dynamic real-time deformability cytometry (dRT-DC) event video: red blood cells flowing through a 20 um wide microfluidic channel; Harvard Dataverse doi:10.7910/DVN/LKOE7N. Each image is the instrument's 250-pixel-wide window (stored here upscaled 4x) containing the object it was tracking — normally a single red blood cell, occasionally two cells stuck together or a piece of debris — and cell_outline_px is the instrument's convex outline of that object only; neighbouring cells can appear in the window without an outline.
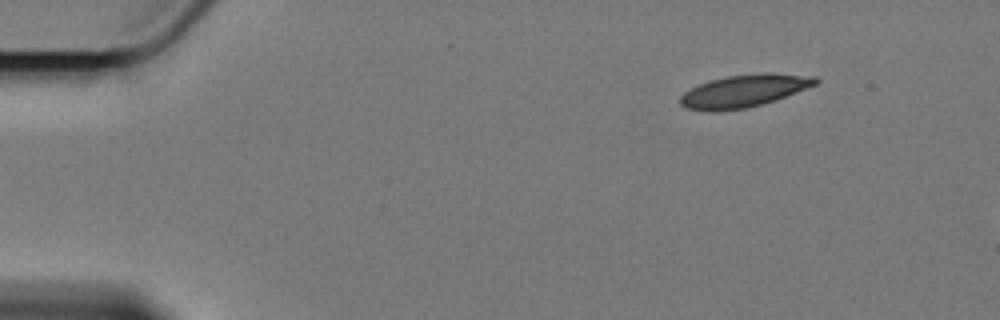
{"species": "Egyptian fruit bat (a non-hibernating species)", "species_latin": "Rousettus aegyptiacus", "temperature_condition": "cold", "stored_images_in_passage": 7, "camera_frame_rate_fps": 3000, "um_per_image_px": 0.085, "animal": {"sex": "female"}, "frame": {"image": 1, "passage_image": 1, "time_ms": 0.0, "image_size_px": [1000, 320], "cell_outline_px": [[820, 80], [816, 84], [776, 100], [748, 108], [716, 112], [708, 112], [684, 108], [680, 104], [680, 96], [684, 92], [700, 84], [712, 80], [728, 76], [760, 72], [772, 72], [816, 76]], "centroid_in_image_um": [63.25, 7.73], "position_along_channel_um": 21.8, "area_um2": 25.89}}